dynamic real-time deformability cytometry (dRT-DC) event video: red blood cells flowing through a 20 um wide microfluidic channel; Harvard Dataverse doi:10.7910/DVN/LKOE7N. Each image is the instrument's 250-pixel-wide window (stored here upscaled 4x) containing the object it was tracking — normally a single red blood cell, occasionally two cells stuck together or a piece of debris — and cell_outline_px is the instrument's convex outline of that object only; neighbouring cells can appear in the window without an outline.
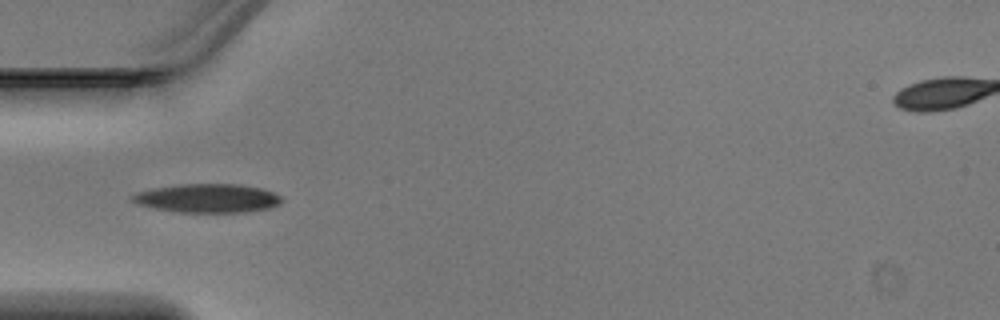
{"species": "Egyptian fruit bat (a non-hibernating species)", "species_latin": "Rousettus aegyptiacus", "temperature_condition": "warm", "stored_images_in_passage": 16, "camera_frame_rate_fps": 3000, "um_per_image_px": 0.085, "animal": {"sex": "male"}, "frame": {"image": 1, "passage_image": 3, "time_ms": 0.667, "image_size_px": [1000, 320], "cell_outline_px": [[284, 200], [280, 204], [268, 208], [244, 212], [176, 212], [136, 204], [132, 200], [132, 196], [136, 192], [152, 188], [180, 184], [236, 184], [260, 188], [272, 192], [280, 196]], "centroid_in_image_um": [17.63, 16.85], "position_along_channel_um": 67.4, "area_um2": 24.91}}
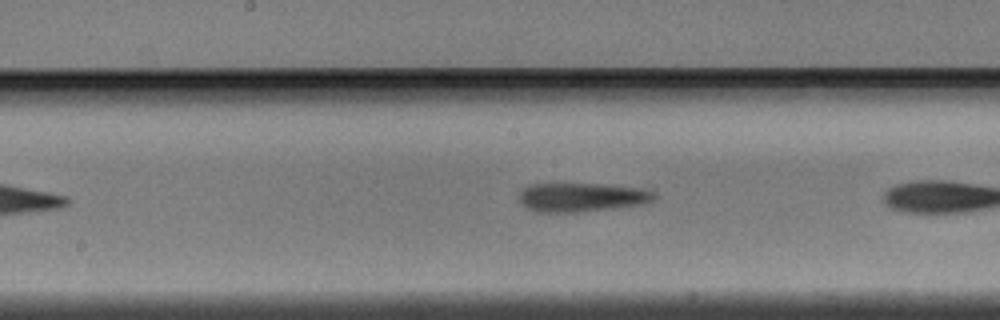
{"frame": {"image": 2, "passage_image": 10, "time_ms": 3.0, "image_size_px": [1000, 320], "cell_outline_px": [[656, 196], [648, 204], [576, 212], [536, 212], [524, 208], [520, 204], [520, 192], [528, 184], [608, 184], [640, 188], [652, 192]], "centroid_in_image_um": [49.42, 16.77], "position_along_channel_um": 198.8, "area_um2": 22.89}}